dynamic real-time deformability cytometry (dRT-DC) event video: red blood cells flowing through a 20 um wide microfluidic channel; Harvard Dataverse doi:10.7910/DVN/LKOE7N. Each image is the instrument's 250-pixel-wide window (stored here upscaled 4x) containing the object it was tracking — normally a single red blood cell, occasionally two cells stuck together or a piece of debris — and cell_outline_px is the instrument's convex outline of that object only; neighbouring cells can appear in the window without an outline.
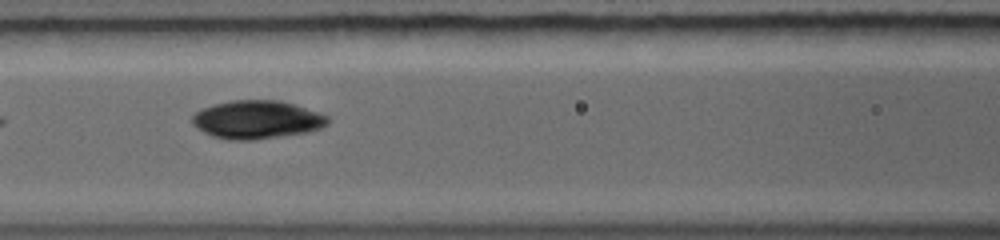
{"species": "common noctule bat (a hibernating species)", "species_latin": "Nyctalus noctula", "temperature_condition": "warm", "stored_images_in_passage": 13, "camera_frame_rate_fps": 5000, "um_per_image_px": 0.085, "animal": {"sex": "female", "body_mass_g": 19.0, "forearm_length_mm": 56.7}, "frame": {"image": 1, "passage_image": 4, "time_ms": 2.2, "image_size_px": [1000, 240], "cell_outline_px": [[324, 120], [320, 124], [312, 128], [296, 132], [268, 136], [216, 136], [200, 128], [192, 120], [192, 116], [196, 112], [204, 108], [228, 100], [280, 100], [304, 108], [324, 116]], "centroid_in_image_um": [21.71, 10.06], "position_along_channel_um": 144.9, "area_um2": 26.99}}